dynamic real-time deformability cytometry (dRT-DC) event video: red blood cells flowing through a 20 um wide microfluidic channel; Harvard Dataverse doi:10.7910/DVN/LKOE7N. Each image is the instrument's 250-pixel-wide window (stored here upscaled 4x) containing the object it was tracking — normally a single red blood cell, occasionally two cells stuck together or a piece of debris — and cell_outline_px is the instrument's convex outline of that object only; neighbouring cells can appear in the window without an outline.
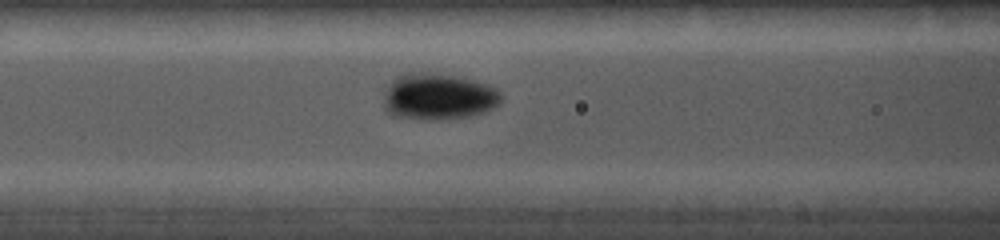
{"species": "common noctule bat (a hibernating species)", "species_latin": "Nyctalus noctula", "temperature_condition": "cold", "stored_images_in_passage": 13, "camera_frame_rate_fps": 5000, "um_per_image_px": 0.085, "animal": {"sex": "female", "body_mass_g": 19.0, "forearm_length_mm": 56.7}, "frame": {"image": 1, "passage_image": 11, "time_ms": 4.8, "image_size_px": [1000, 240], "cell_outline_px": [[500, 104], [484, 112], [468, 116], [428, 120], [396, 116], [388, 112], [384, 104], [384, 100], [388, 84], [396, 76], [408, 72], [428, 72], [452, 76], [472, 80], [496, 88], [500, 92]], "centroid_in_image_um": [37.23, 8.2], "position_along_channel_um": 129.4, "area_um2": 31.39}}